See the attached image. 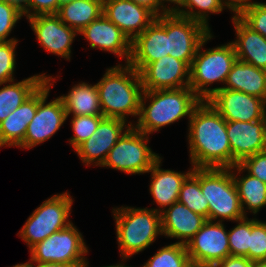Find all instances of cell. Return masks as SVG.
<instances>
[{
	"mask_svg": "<svg viewBox=\"0 0 266 267\" xmlns=\"http://www.w3.org/2000/svg\"><path fill=\"white\" fill-rule=\"evenodd\" d=\"M113 210L123 259L143 251L162 235L161 214L157 209L122 207Z\"/></svg>",
	"mask_w": 266,
	"mask_h": 267,
	"instance_id": "obj_4",
	"label": "cell"
},
{
	"mask_svg": "<svg viewBox=\"0 0 266 267\" xmlns=\"http://www.w3.org/2000/svg\"><path fill=\"white\" fill-rule=\"evenodd\" d=\"M190 263L186 246L176 242L159 249L142 267H186Z\"/></svg>",
	"mask_w": 266,
	"mask_h": 267,
	"instance_id": "obj_31",
	"label": "cell"
},
{
	"mask_svg": "<svg viewBox=\"0 0 266 267\" xmlns=\"http://www.w3.org/2000/svg\"><path fill=\"white\" fill-rule=\"evenodd\" d=\"M186 267H204V266H202V265H199V264H197V263H190L189 265H187Z\"/></svg>",
	"mask_w": 266,
	"mask_h": 267,
	"instance_id": "obj_50",
	"label": "cell"
},
{
	"mask_svg": "<svg viewBox=\"0 0 266 267\" xmlns=\"http://www.w3.org/2000/svg\"><path fill=\"white\" fill-rule=\"evenodd\" d=\"M250 28L266 38V4L251 2L238 15Z\"/></svg>",
	"mask_w": 266,
	"mask_h": 267,
	"instance_id": "obj_37",
	"label": "cell"
},
{
	"mask_svg": "<svg viewBox=\"0 0 266 267\" xmlns=\"http://www.w3.org/2000/svg\"><path fill=\"white\" fill-rule=\"evenodd\" d=\"M232 153V167L245 158L266 151L263 120L252 122L226 121Z\"/></svg>",
	"mask_w": 266,
	"mask_h": 267,
	"instance_id": "obj_19",
	"label": "cell"
},
{
	"mask_svg": "<svg viewBox=\"0 0 266 267\" xmlns=\"http://www.w3.org/2000/svg\"><path fill=\"white\" fill-rule=\"evenodd\" d=\"M231 172L244 215L246 216L245 205L247 209L251 210L250 212L256 214L263 206H266V183L249 173L245 177L238 178L232 170Z\"/></svg>",
	"mask_w": 266,
	"mask_h": 267,
	"instance_id": "obj_29",
	"label": "cell"
},
{
	"mask_svg": "<svg viewBox=\"0 0 266 267\" xmlns=\"http://www.w3.org/2000/svg\"><path fill=\"white\" fill-rule=\"evenodd\" d=\"M96 86L104 117L126 121L127 115L139 116L144 90L139 72L129 63L108 68Z\"/></svg>",
	"mask_w": 266,
	"mask_h": 267,
	"instance_id": "obj_2",
	"label": "cell"
},
{
	"mask_svg": "<svg viewBox=\"0 0 266 267\" xmlns=\"http://www.w3.org/2000/svg\"><path fill=\"white\" fill-rule=\"evenodd\" d=\"M10 4L15 5L19 10L22 11V14L27 16V3L28 0H4Z\"/></svg>",
	"mask_w": 266,
	"mask_h": 267,
	"instance_id": "obj_46",
	"label": "cell"
},
{
	"mask_svg": "<svg viewBox=\"0 0 266 267\" xmlns=\"http://www.w3.org/2000/svg\"><path fill=\"white\" fill-rule=\"evenodd\" d=\"M46 77L39 74L1 88L0 122L29 98L46 81Z\"/></svg>",
	"mask_w": 266,
	"mask_h": 267,
	"instance_id": "obj_28",
	"label": "cell"
},
{
	"mask_svg": "<svg viewBox=\"0 0 266 267\" xmlns=\"http://www.w3.org/2000/svg\"><path fill=\"white\" fill-rule=\"evenodd\" d=\"M52 79L55 78L46 77V81L37 89V111L27 126L23 142L18 147L29 149L50 139L67 119L60 97L46 104L50 87H53L50 82Z\"/></svg>",
	"mask_w": 266,
	"mask_h": 267,
	"instance_id": "obj_10",
	"label": "cell"
},
{
	"mask_svg": "<svg viewBox=\"0 0 266 267\" xmlns=\"http://www.w3.org/2000/svg\"><path fill=\"white\" fill-rule=\"evenodd\" d=\"M181 7H185L184 9L189 10L185 11L179 8L175 12L176 14L198 21L207 28H209V26L207 23L208 14L206 13H219L225 8L220 0H184ZM194 7H197L199 10L195 12L193 10Z\"/></svg>",
	"mask_w": 266,
	"mask_h": 267,
	"instance_id": "obj_32",
	"label": "cell"
},
{
	"mask_svg": "<svg viewBox=\"0 0 266 267\" xmlns=\"http://www.w3.org/2000/svg\"><path fill=\"white\" fill-rule=\"evenodd\" d=\"M254 263L247 257L230 255L218 262L214 267H253Z\"/></svg>",
	"mask_w": 266,
	"mask_h": 267,
	"instance_id": "obj_41",
	"label": "cell"
},
{
	"mask_svg": "<svg viewBox=\"0 0 266 267\" xmlns=\"http://www.w3.org/2000/svg\"><path fill=\"white\" fill-rule=\"evenodd\" d=\"M66 111V117L70 113L73 116L103 115L99 100L98 88L95 85L79 83L68 92L66 96H60Z\"/></svg>",
	"mask_w": 266,
	"mask_h": 267,
	"instance_id": "obj_26",
	"label": "cell"
},
{
	"mask_svg": "<svg viewBox=\"0 0 266 267\" xmlns=\"http://www.w3.org/2000/svg\"><path fill=\"white\" fill-rule=\"evenodd\" d=\"M189 146L193 168H231L232 153L226 120L202 100L189 118Z\"/></svg>",
	"mask_w": 266,
	"mask_h": 267,
	"instance_id": "obj_1",
	"label": "cell"
},
{
	"mask_svg": "<svg viewBox=\"0 0 266 267\" xmlns=\"http://www.w3.org/2000/svg\"><path fill=\"white\" fill-rule=\"evenodd\" d=\"M253 267H266V261L263 262H255Z\"/></svg>",
	"mask_w": 266,
	"mask_h": 267,
	"instance_id": "obj_49",
	"label": "cell"
},
{
	"mask_svg": "<svg viewBox=\"0 0 266 267\" xmlns=\"http://www.w3.org/2000/svg\"><path fill=\"white\" fill-rule=\"evenodd\" d=\"M41 46L50 53L70 58L76 30L64 24L57 14H39L28 18Z\"/></svg>",
	"mask_w": 266,
	"mask_h": 267,
	"instance_id": "obj_16",
	"label": "cell"
},
{
	"mask_svg": "<svg viewBox=\"0 0 266 267\" xmlns=\"http://www.w3.org/2000/svg\"><path fill=\"white\" fill-rule=\"evenodd\" d=\"M239 224L228 231L230 255L243 256L249 259V241L251 234V220L245 216L238 220Z\"/></svg>",
	"mask_w": 266,
	"mask_h": 267,
	"instance_id": "obj_33",
	"label": "cell"
},
{
	"mask_svg": "<svg viewBox=\"0 0 266 267\" xmlns=\"http://www.w3.org/2000/svg\"><path fill=\"white\" fill-rule=\"evenodd\" d=\"M211 38L212 34H209L202 41L190 66L189 87L201 100L211 96V89L207 85L216 81L225 83L238 59L232 42L202 52L200 49Z\"/></svg>",
	"mask_w": 266,
	"mask_h": 267,
	"instance_id": "obj_6",
	"label": "cell"
},
{
	"mask_svg": "<svg viewBox=\"0 0 266 267\" xmlns=\"http://www.w3.org/2000/svg\"><path fill=\"white\" fill-rule=\"evenodd\" d=\"M227 86L211 89V95L221 88L241 91L266 102V70L236 60L225 81Z\"/></svg>",
	"mask_w": 266,
	"mask_h": 267,
	"instance_id": "obj_23",
	"label": "cell"
},
{
	"mask_svg": "<svg viewBox=\"0 0 266 267\" xmlns=\"http://www.w3.org/2000/svg\"><path fill=\"white\" fill-rule=\"evenodd\" d=\"M207 101L226 121L252 122L261 120L266 102L241 91L221 88Z\"/></svg>",
	"mask_w": 266,
	"mask_h": 267,
	"instance_id": "obj_13",
	"label": "cell"
},
{
	"mask_svg": "<svg viewBox=\"0 0 266 267\" xmlns=\"http://www.w3.org/2000/svg\"><path fill=\"white\" fill-rule=\"evenodd\" d=\"M37 111V90L0 122V147L19 146Z\"/></svg>",
	"mask_w": 266,
	"mask_h": 267,
	"instance_id": "obj_24",
	"label": "cell"
},
{
	"mask_svg": "<svg viewBox=\"0 0 266 267\" xmlns=\"http://www.w3.org/2000/svg\"><path fill=\"white\" fill-rule=\"evenodd\" d=\"M168 55L167 14H163L131 42L129 64L140 73L148 64Z\"/></svg>",
	"mask_w": 266,
	"mask_h": 267,
	"instance_id": "obj_14",
	"label": "cell"
},
{
	"mask_svg": "<svg viewBox=\"0 0 266 267\" xmlns=\"http://www.w3.org/2000/svg\"><path fill=\"white\" fill-rule=\"evenodd\" d=\"M224 6L234 11V15H239L251 2L250 0H220Z\"/></svg>",
	"mask_w": 266,
	"mask_h": 267,
	"instance_id": "obj_42",
	"label": "cell"
},
{
	"mask_svg": "<svg viewBox=\"0 0 266 267\" xmlns=\"http://www.w3.org/2000/svg\"><path fill=\"white\" fill-rule=\"evenodd\" d=\"M178 202L209 220V204L200 187V168H192L182 183Z\"/></svg>",
	"mask_w": 266,
	"mask_h": 267,
	"instance_id": "obj_30",
	"label": "cell"
},
{
	"mask_svg": "<svg viewBox=\"0 0 266 267\" xmlns=\"http://www.w3.org/2000/svg\"><path fill=\"white\" fill-rule=\"evenodd\" d=\"M162 1H165V2H168L169 1L171 3L177 4V7H175V8L174 7H172V8H170V7L166 8V5L163 6V2ZM183 2H184V0H160V4H161V7H162L161 15L167 14V13H175L179 9L178 6H182Z\"/></svg>",
	"mask_w": 266,
	"mask_h": 267,
	"instance_id": "obj_45",
	"label": "cell"
},
{
	"mask_svg": "<svg viewBox=\"0 0 266 267\" xmlns=\"http://www.w3.org/2000/svg\"><path fill=\"white\" fill-rule=\"evenodd\" d=\"M237 40L232 41L238 60L266 70V38L250 28L238 15L232 17Z\"/></svg>",
	"mask_w": 266,
	"mask_h": 267,
	"instance_id": "obj_22",
	"label": "cell"
},
{
	"mask_svg": "<svg viewBox=\"0 0 266 267\" xmlns=\"http://www.w3.org/2000/svg\"><path fill=\"white\" fill-rule=\"evenodd\" d=\"M132 126V123H128L126 132L110 150L102 166L128 174H141L148 173L160 158L147 146L149 141L146 134Z\"/></svg>",
	"mask_w": 266,
	"mask_h": 267,
	"instance_id": "obj_7",
	"label": "cell"
},
{
	"mask_svg": "<svg viewBox=\"0 0 266 267\" xmlns=\"http://www.w3.org/2000/svg\"><path fill=\"white\" fill-rule=\"evenodd\" d=\"M13 267H33V262H26V263H23V264H17Z\"/></svg>",
	"mask_w": 266,
	"mask_h": 267,
	"instance_id": "obj_48",
	"label": "cell"
},
{
	"mask_svg": "<svg viewBox=\"0 0 266 267\" xmlns=\"http://www.w3.org/2000/svg\"><path fill=\"white\" fill-rule=\"evenodd\" d=\"M262 120H263V127H264V138L266 142V108H265Z\"/></svg>",
	"mask_w": 266,
	"mask_h": 267,
	"instance_id": "obj_47",
	"label": "cell"
},
{
	"mask_svg": "<svg viewBox=\"0 0 266 267\" xmlns=\"http://www.w3.org/2000/svg\"><path fill=\"white\" fill-rule=\"evenodd\" d=\"M70 1H73V0H59V4H63V3H66V2H70Z\"/></svg>",
	"mask_w": 266,
	"mask_h": 267,
	"instance_id": "obj_52",
	"label": "cell"
},
{
	"mask_svg": "<svg viewBox=\"0 0 266 267\" xmlns=\"http://www.w3.org/2000/svg\"><path fill=\"white\" fill-rule=\"evenodd\" d=\"M86 267H88V265ZM104 267H127V266H124L122 264H119V265L116 264V265H113V266L111 265V266H104Z\"/></svg>",
	"mask_w": 266,
	"mask_h": 267,
	"instance_id": "obj_51",
	"label": "cell"
},
{
	"mask_svg": "<svg viewBox=\"0 0 266 267\" xmlns=\"http://www.w3.org/2000/svg\"><path fill=\"white\" fill-rule=\"evenodd\" d=\"M249 260L253 262L266 261V222L257 219L251 220Z\"/></svg>",
	"mask_w": 266,
	"mask_h": 267,
	"instance_id": "obj_35",
	"label": "cell"
},
{
	"mask_svg": "<svg viewBox=\"0 0 266 267\" xmlns=\"http://www.w3.org/2000/svg\"><path fill=\"white\" fill-rule=\"evenodd\" d=\"M185 246L190 261L204 267H214L230 256L228 232L220 221L207 219Z\"/></svg>",
	"mask_w": 266,
	"mask_h": 267,
	"instance_id": "obj_12",
	"label": "cell"
},
{
	"mask_svg": "<svg viewBox=\"0 0 266 267\" xmlns=\"http://www.w3.org/2000/svg\"><path fill=\"white\" fill-rule=\"evenodd\" d=\"M125 123L123 119L104 117L91 137L75 150L82 162L88 166L95 161L96 166L102 167L110 150L126 132Z\"/></svg>",
	"mask_w": 266,
	"mask_h": 267,
	"instance_id": "obj_18",
	"label": "cell"
},
{
	"mask_svg": "<svg viewBox=\"0 0 266 267\" xmlns=\"http://www.w3.org/2000/svg\"><path fill=\"white\" fill-rule=\"evenodd\" d=\"M160 214L162 234L170 238H178L180 239L178 243L184 245L201 229L207 220L178 201L169 208L162 210Z\"/></svg>",
	"mask_w": 266,
	"mask_h": 267,
	"instance_id": "obj_21",
	"label": "cell"
},
{
	"mask_svg": "<svg viewBox=\"0 0 266 267\" xmlns=\"http://www.w3.org/2000/svg\"><path fill=\"white\" fill-rule=\"evenodd\" d=\"M22 16V11L15 5L0 0V41L16 40V38H11L9 40L6 38Z\"/></svg>",
	"mask_w": 266,
	"mask_h": 267,
	"instance_id": "obj_38",
	"label": "cell"
},
{
	"mask_svg": "<svg viewBox=\"0 0 266 267\" xmlns=\"http://www.w3.org/2000/svg\"><path fill=\"white\" fill-rule=\"evenodd\" d=\"M80 34L90 42L91 48L109 51L120 58H126V64L131 57V41L129 38L103 14L83 28Z\"/></svg>",
	"mask_w": 266,
	"mask_h": 267,
	"instance_id": "obj_20",
	"label": "cell"
},
{
	"mask_svg": "<svg viewBox=\"0 0 266 267\" xmlns=\"http://www.w3.org/2000/svg\"><path fill=\"white\" fill-rule=\"evenodd\" d=\"M235 168L239 174L241 171L248 170L250 175L266 183V151L249 156L230 169L234 170Z\"/></svg>",
	"mask_w": 266,
	"mask_h": 267,
	"instance_id": "obj_39",
	"label": "cell"
},
{
	"mask_svg": "<svg viewBox=\"0 0 266 267\" xmlns=\"http://www.w3.org/2000/svg\"><path fill=\"white\" fill-rule=\"evenodd\" d=\"M161 157L153 164L148 171L151 172L152 181L150 183V193L153 195L155 202L162 207L157 209L161 212L162 209L170 207L178 201L179 191L186 177L192 172L180 173L172 170H163L160 168Z\"/></svg>",
	"mask_w": 266,
	"mask_h": 267,
	"instance_id": "obj_25",
	"label": "cell"
},
{
	"mask_svg": "<svg viewBox=\"0 0 266 267\" xmlns=\"http://www.w3.org/2000/svg\"><path fill=\"white\" fill-rule=\"evenodd\" d=\"M139 74L146 91L179 89L190 82V67L170 55L148 64Z\"/></svg>",
	"mask_w": 266,
	"mask_h": 267,
	"instance_id": "obj_15",
	"label": "cell"
},
{
	"mask_svg": "<svg viewBox=\"0 0 266 267\" xmlns=\"http://www.w3.org/2000/svg\"><path fill=\"white\" fill-rule=\"evenodd\" d=\"M72 201L73 199L67 192L56 194L45 200L31 214L18 233L29 248L71 224L67 219L71 212Z\"/></svg>",
	"mask_w": 266,
	"mask_h": 267,
	"instance_id": "obj_8",
	"label": "cell"
},
{
	"mask_svg": "<svg viewBox=\"0 0 266 267\" xmlns=\"http://www.w3.org/2000/svg\"><path fill=\"white\" fill-rule=\"evenodd\" d=\"M89 263H37L33 267H86Z\"/></svg>",
	"mask_w": 266,
	"mask_h": 267,
	"instance_id": "obj_44",
	"label": "cell"
},
{
	"mask_svg": "<svg viewBox=\"0 0 266 267\" xmlns=\"http://www.w3.org/2000/svg\"><path fill=\"white\" fill-rule=\"evenodd\" d=\"M142 95L139 119L134 127L146 135L184 116L190 118L195 107L202 101L189 86L179 89L144 90ZM145 99L151 100L147 107Z\"/></svg>",
	"mask_w": 266,
	"mask_h": 267,
	"instance_id": "obj_3",
	"label": "cell"
},
{
	"mask_svg": "<svg viewBox=\"0 0 266 267\" xmlns=\"http://www.w3.org/2000/svg\"><path fill=\"white\" fill-rule=\"evenodd\" d=\"M230 168H200V187L209 204V220L245 217Z\"/></svg>",
	"mask_w": 266,
	"mask_h": 267,
	"instance_id": "obj_5",
	"label": "cell"
},
{
	"mask_svg": "<svg viewBox=\"0 0 266 267\" xmlns=\"http://www.w3.org/2000/svg\"><path fill=\"white\" fill-rule=\"evenodd\" d=\"M29 250L30 261L33 263H88L84 258L88 249L81 233L72 223L36 243Z\"/></svg>",
	"mask_w": 266,
	"mask_h": 267,
	"instance_id": "obj_9",
	"label": "cell"
},
{
	"mask_svg": "<svg viewBox=\"0 0 266 267\" xmlns=\"http://www.w3.org/2000/svg\"><path fill=\"white\" fill-rule=\"evenodd\" d=\"M134 3L146 7L150 10L156 17L160 16L159 10H161L160 0H132ZM160 7V8H159Z\"/></svg>",
	"mask_w": 266,
	"mask_h": 267,
	"instance_id": "obj_43",
	"label": "cell"
},
{
	"mask_svg": "<svg viewBox=\"0 0 266 267\" xmlns=\"http://www.w3.org/2000/svg\"><path fill=\"white\" fill-rule=\"evenodd\" d=\"M102 13L131 42L156 19L150 10L132 0H103Z\"/></svg>",
	"mask_w": 266,
	"mask_h": 267,
	"instance_id": "obj_17",
	"label": "cell"
},
{
	"mask_svg": "<svg viewBox=\"0 0 266 267\" xmlns=\"http://www.w3.org/2000/svg\"><path fill=\"white\" fill-rule=\"evenodd\" d=\"M210 28L198 21L176 13H167L169 55L184 61L189 67L202 41L210 34Z\"/></svg>",
	"mask_w": 266,
	"mask_h": 267,
	"instance_id": "obj_11",
	"label": "cell"
},
{
	"mask_svg": "<svg viewBox=\"0 0 266 267\" xmlns=\"http://www.w3.org/2000/svg\"><path fill=\"white\" fill-rule=\"evenodd\" d=\"M103 118V115L73 116L71 123L75 134L70 139V143L72 144L74 150L91 137Z\"/></svg>",
	"mask_w": 266,
	"mask_h": 267,
	"instance_id": "obj_34",
	"label": "cell"
},
{
	"mask_svg": "<svg viewBox=\"0 0 266 267\" xmlns=\"http://www.w3.org/2000/svg\"><path fill=\"white\" fill-rule=\"evenodd\" d=\"M18 40L0 41V85L14 82L15 49Z\"/></svg>",
	"mask_w": 266,
	"mask_h": 267,
	"instance_id": "obj_36",
	"label": "cell"
},
{
	"mask_svg": "<svg viewBox=\"0 0 266 267\" xmlns=\"http://www.w3.org/2000/svg\"><path fill=\"white\" fill-rule=\"evenodd\" d=\"M59 8V0H28L27 18L39 14H57ZM31 9L33 13H31Z\"/></svg>",
	"mask_w": 266,
	"mask_h": 267,
	"instance_id": "obj_40",
	"label": "cell"
},
{
	"mask_svg": "<svg viewBox=\"0 0 266 267\" xmlns=\"http://www.w3.org/2000/svg\"><path fill=\"white\" fill-rule=\"evenodd\" d=\"M103 0H73L60 5V20L78 33L103 13Z\"/></svg>",
	"mask_w": 266,
	"mask_h": 267,
	"instance_id": "obj_27",
	"label": "cell"
}]
</instances>
